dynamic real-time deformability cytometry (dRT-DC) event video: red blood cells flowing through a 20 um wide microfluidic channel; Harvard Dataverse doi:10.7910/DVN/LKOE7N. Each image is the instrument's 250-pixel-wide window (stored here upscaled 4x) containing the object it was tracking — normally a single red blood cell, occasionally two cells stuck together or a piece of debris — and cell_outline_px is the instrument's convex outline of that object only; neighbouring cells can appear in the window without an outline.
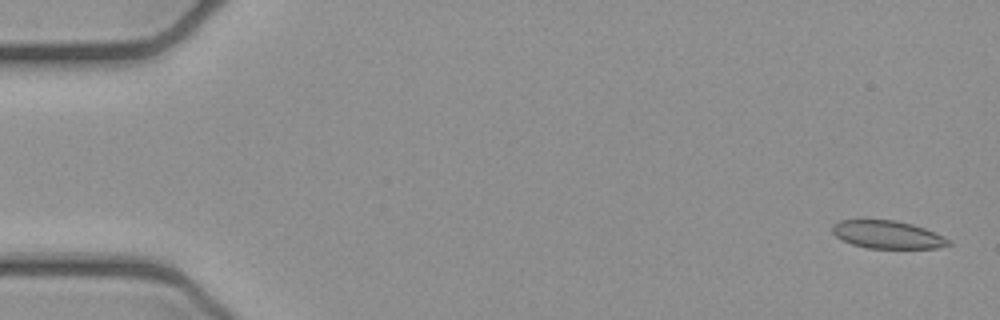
{"species": "common noctule bat (a hibernating species)", "species_latin": "Nyctalus noctula", "temperature_condition": "cold", "stored_images_in_passage": 4, "camera_frame_rate_fps": 3000, "um_per_image_px": 0.085, "animal": {"sex": "female", "body_mass_g": 21.9}, "frame": {"image": 1, "passage_image": 1, "time_ms": 0.0, "image_size_px": [1000, 320], "cell_outline_px": [[952, 244], [936, 248], [868, 248], [852, 244], [836, 236], [832, 232], [832, 224], [840, 220], [896, 220], [912, 224], [924, 228], [944, 236]], "centroid_in_image_um": [75.43, 19.94], "position_along_channel_um": 9.6, "area_um2": 18.73}}
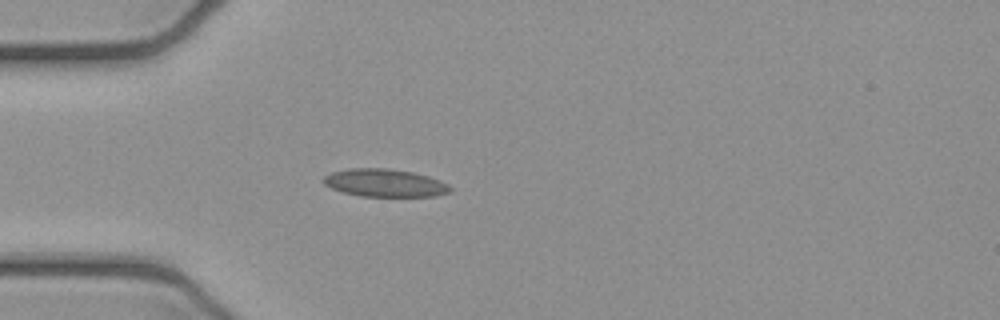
{"frame": {"image": 2, "passage_image": 4, "time_ms": 1.0, "image_size_px": [1000, 320], "cell_outline_px": [[452, 192], [436, 196], [360, 196], [344, 192], [332, 188], [324, 184], [320, 180], [324, 176], [332, 172], [348, 168], [388, 168], [412, 172], [428, 176], [440, 180], [448, 184], [452, 188]], "centroid_in_image_um": [32.71, 15.54], "position_along_channel_um": 52.3, "area_um2": 20.63}}